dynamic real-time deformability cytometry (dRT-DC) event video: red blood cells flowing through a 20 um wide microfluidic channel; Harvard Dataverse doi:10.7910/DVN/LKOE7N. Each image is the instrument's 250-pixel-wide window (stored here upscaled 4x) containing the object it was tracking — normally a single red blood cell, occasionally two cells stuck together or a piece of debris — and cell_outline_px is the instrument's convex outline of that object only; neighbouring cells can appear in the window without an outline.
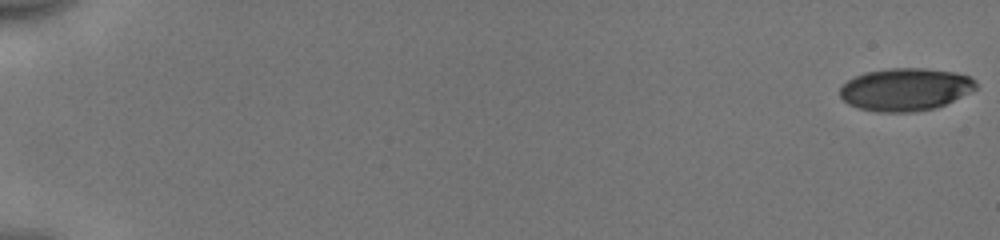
{"species": "human", "species_latin": "Homo sapiens", "temperature_condition": "cold", "stored_images_in_passage": 54, "camera_frame_rate_fps": 3000, "um_per_image_px": 0.085, "donor": {"sex": "male"}, "frame": {"image": 1, "passage_image": 1, "time_ms": 0.0, "image_size_px": [1000, 240], "cell_outline_px": [[976, 88], [936, 108], [912, 112], [876, 112], [860, 108], [848, 104], [840, 96], [840, 88], [848, 80], [864, 72], [892, 68], [924, 68], [952, 72], [968, 76], [976, 80]], "centroid_in_image_um": [76.92, 7.6], "position_along_channel_um": 8.1, "area_um2": 33.47}}
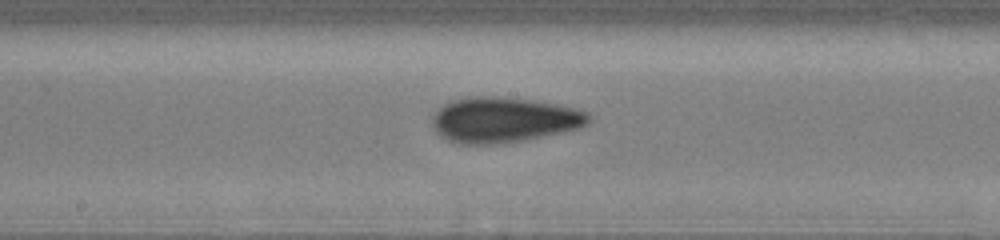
{"frame": {"image": 2, "passage_image": 31, "time_ms": 10.0, "image_size_px": [1000, 240], "cell_outline_px": [[592, 120], [588, 124], [580, 128], [524, 140], [504, 144], [460, 144], [448, 140], [440, 136], [436, 132], [432, 124], [432, 116], [444, 104], [452, 100], [476, 96], [492, 96], [528, 100], [556, 104], [576, 108], [588, 112], [592, 116]], "centroid_in_image_um": [42.84, 10.2], "position_along_channel_um": 205.4, "area_um2": 41.38}}
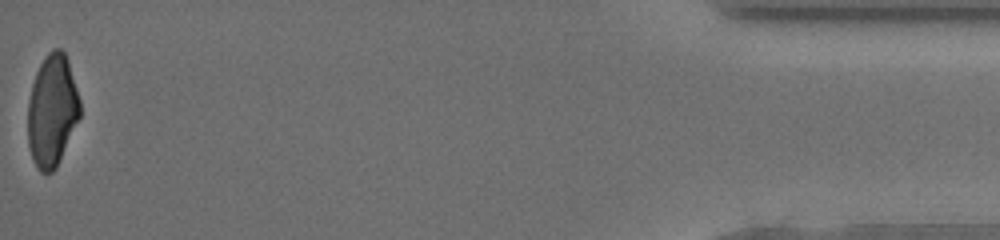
{"frame": {"image": 3, "passage_image": 54, "time_ms": 17.667, "image_size_px": [1000, 240], "cell_outline_px": [[80, 116], [56, 168], [52, 172], [40, 172], [36, 168], [32, 160], [28, 144], [28, 100], [32, 84], [36, 72], [44, 56], [52, 48], [60, 48], [64, 52], [68, 60], [80, 100]], "centroid_in_image_um": [4.42, 9.39], "position_along_channel_um": 430.8, "area_um2": 34.1}, "authors_computed_cell_mechanics": {"area_um2": 36.8475, "velocity_mm_per_s": 3.9876, "shape_relaxation_time_tau1_ms": 4.8539, "shape_relaxation_time_tau2_ms": 2.3393, "deformation_change_tau1": 0.1437, "deformation_change_tau2": 0.0934}}